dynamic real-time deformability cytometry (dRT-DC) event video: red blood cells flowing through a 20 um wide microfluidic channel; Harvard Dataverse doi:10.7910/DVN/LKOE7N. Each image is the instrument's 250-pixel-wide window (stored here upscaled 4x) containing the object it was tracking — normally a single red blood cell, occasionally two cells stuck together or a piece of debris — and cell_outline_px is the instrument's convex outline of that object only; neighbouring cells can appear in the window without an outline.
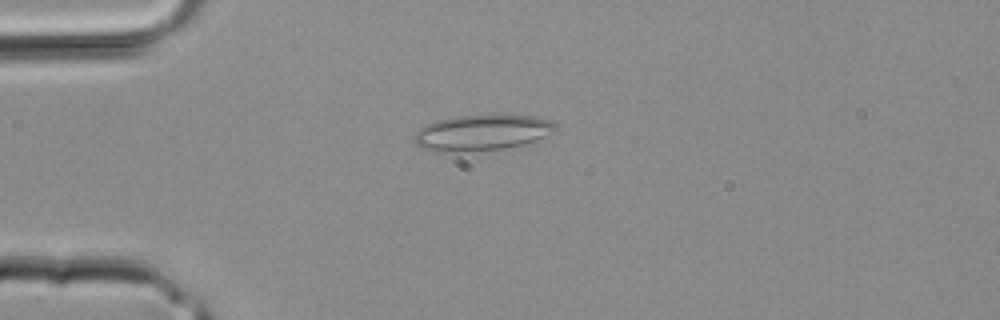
{"species": "common noctule bat (a hibernating species)", "species_latin": "Nyctalus noctula", "temperature_condition": "room temperature", "stored_images_in_passage": 2, "camera_frame_rate_fps": 3000, "um_per_image_px": 0.085, "animal": {"sex": "male", "body_mass_g": 20.4}, "frame": {"image": 1, "passage_image": 2, "time_ms": 0.333, "image_size_px": [1000, 320], "cell_outline_px": [[556, 128], [552, 132], [536, 140], [524, 144], [504, 148], [460, 152], [432, 152], [420, 148], [416, 144], [416, 132], [424, 124], [436, 120], [460, 116], [532, 116], [548, 120], [556, 124]], "centroid_in_image_um": [40.9, 11.3], "position_along_channel_um": 44.1, "area_um2": 29.07}}